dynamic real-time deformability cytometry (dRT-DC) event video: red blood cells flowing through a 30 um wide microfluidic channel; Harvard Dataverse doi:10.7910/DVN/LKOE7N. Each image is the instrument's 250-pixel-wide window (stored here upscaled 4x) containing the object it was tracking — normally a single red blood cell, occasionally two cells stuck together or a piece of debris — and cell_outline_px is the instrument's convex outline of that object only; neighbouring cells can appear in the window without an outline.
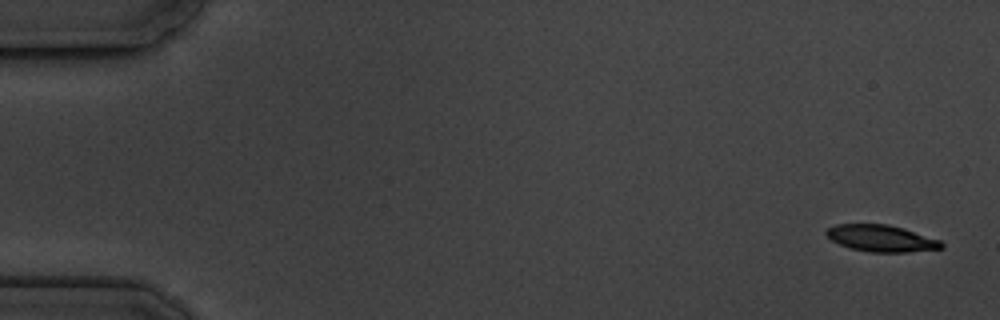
{"species": "common noctule bat (a hibernating species)", "species_latin": "Nyctalus noctula", "temperature_condition": "cold", "stored_images_in_passage": 4, "segment_of_instrument_passage": [2, 2], "camera_frame_rate_fps": 3000, "um_per_image_px": 0.085, "animal": {"sex": "male", "body_mass_g": 19.5, "forearm_length_mm": 54.6}, "frame": {"image": 1, "passage_image": 4, "time_ms": 4.333, "image_size_px": [1000, 320], "cell_outline_px": [[944, 248], [908, 252], [868, 252], [848, 248], [832, 240], [824, 232], [828, 228], [836, 224], [888, 224], [904, 228], [940, 240], [944, 244]], "centroid_in_image_um": [74.91, 20.26], "position_along_channel_um": 10.1, "area_um2": 17.98}}